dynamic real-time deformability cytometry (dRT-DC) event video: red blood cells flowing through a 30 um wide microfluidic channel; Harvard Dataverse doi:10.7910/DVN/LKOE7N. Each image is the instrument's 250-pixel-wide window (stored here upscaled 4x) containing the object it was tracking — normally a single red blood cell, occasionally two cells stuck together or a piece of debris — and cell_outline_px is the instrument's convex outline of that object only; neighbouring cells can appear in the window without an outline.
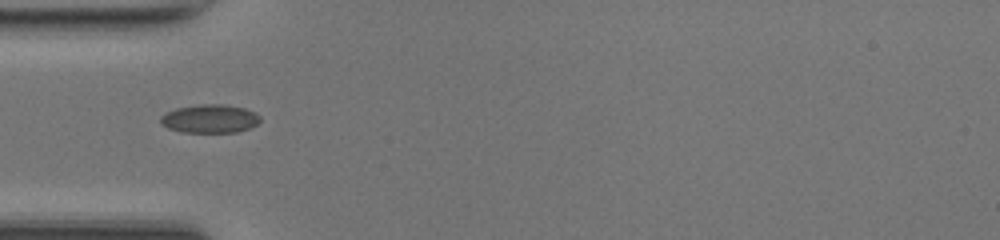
{"species": "common noctule bat (a hibernating species)", "species_latin": "Nyctalus noctula", "temperature_condition": "room temperature", "stored_images_in_passage": 34, "camera_frame_rate_fps": 3000, "um_per_image_px": 0.085, "animal": {"sex": "female", "body_mass_g": 17.0, "forearm_length_mm": 48.0}, "frame": {"image": 1, "passage_image": 1, "time_ms": 0.0, "image_size_px": [1000, 240], "cell_outline_px": [[260, 120], [252, 128], [236, 132], [180, 132], [168, 128], [160, 124], [160, 116], [176, 108], [200, 104], [224, 104], [244, 108], [256, 112], [260, 116]], "centroid_in_image_um": [17.84, 10.09], "position_along_channel_um": 67.2, "area_um2": 16.65}}
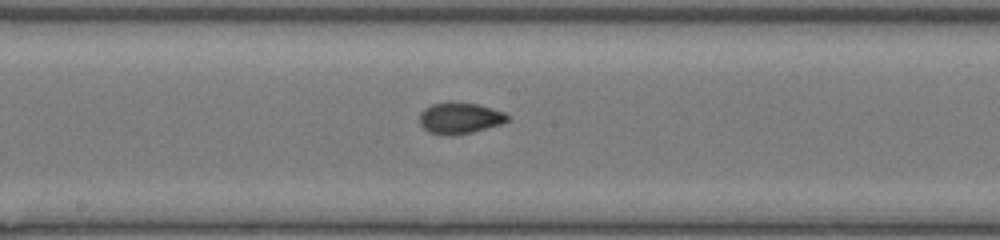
{"frame": {"image": 2, "passage_image": 11, "time_ms": 3.333, "image_size_px": [1000, 240], "cell_outline_px": [[508, 120], [500, 124], [472, 132], [452, 136], [444, 136], [428, 132], [420, 124], [420, 112], [424, 108], [432, 104], [448, 100], [452, 100], [476, 104], [492, 108], [504, 112], [508, 116]], "centroid_in_image_um": [39.03, 10.02], "position_along_channel_um": 209.2, "area_um2": 16.3}}
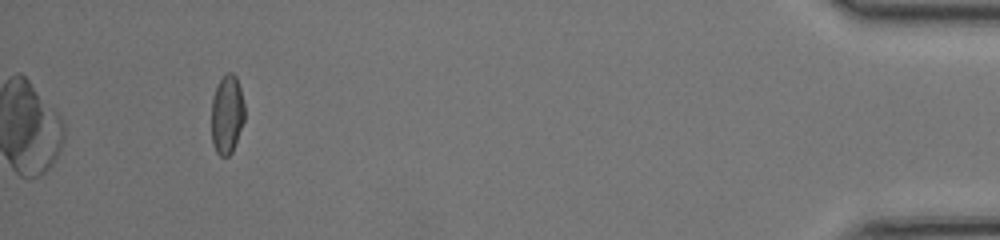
{"frame": {"image": 3, "passage_image": 31, "time_ms": 10.0, "image_size_px": [1000, 240], "cell_outline_px": [[244, 120], [232, 152], [228, 156], [220, 156], [216, 152], [212, 144], [212, 100], [216, 88], [224, 72], [232, 72], [236, 76], [240, 88], [244, 104]], "centroid_in_image_um": [19.29, 9.72], "position_along_channel_um": 415.9, "area_um2": 15.2}, "authors_computed_cell_mechanics": {"area_um2": 15.5771, "velocity_mm_per_s": 4.2388, "shape_relaxation_time_tau1_ms": 6.4064, "shape_relaxation_time_tau2_ms": 1.1639, "deformation_change_tau1": 0.2042, "deformation_change_tau2": 0.0339}}